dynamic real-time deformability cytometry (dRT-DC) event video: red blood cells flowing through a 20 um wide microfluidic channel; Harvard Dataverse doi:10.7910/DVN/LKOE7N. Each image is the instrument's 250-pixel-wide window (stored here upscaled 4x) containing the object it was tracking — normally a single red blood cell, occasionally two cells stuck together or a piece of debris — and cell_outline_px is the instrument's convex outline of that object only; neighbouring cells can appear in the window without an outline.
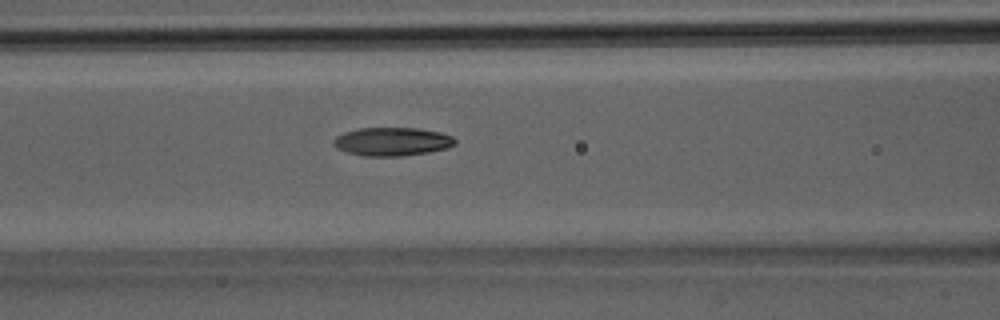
{"species": "Egyptian fruit bat (a non-hibernating species)", "species_latin": "Rousettus aegyptiacus", "temperature_condition": "room temperature", "stored_images_in_passage": 36, "camera_frame_rate_fps": 3000, "um_per_image_px": 0.085, "animal": {"sex": "male"}, "frame": {"image": 1, "passage_image": 14, "time_ms": 4.333, "image_size_px": [1000, 320], "cell_outline_px": [[456, 144], [448, 148], [428, 152], [404, 156], [364, 156], [348, 152], [336, 148], [332, 144], [332, 140], [336, 136], [344, 132], [360, 128], [420, 128], [440, 132], [452, 136], [456, 140]], "centroid_in_image_um": [33.33, 12.03], "position_along_channel_um": 133.3, "area_um2": 20.29}}
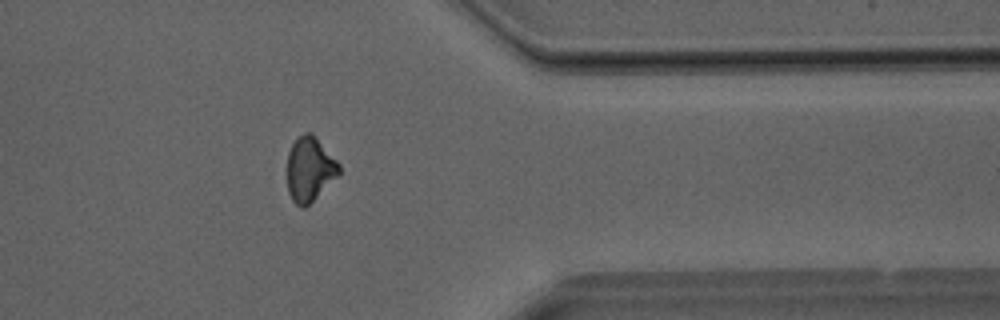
{"frame": {"image": 2, "passage_image": 29, "time_ms": 9.333, "image_size_px": [1000, 320], "cell_outline_px": [[340, 176], [304, 208], [300, 208], [292, 200], [288, 192], [284, 168], [288, 152], [292, 144], [304, 132], [312, 132], [340, 164]], "centroid_in_image_um": [26.29, 14.4], "position_along_channel_um": 385.1, "area_um2": 20.17}}
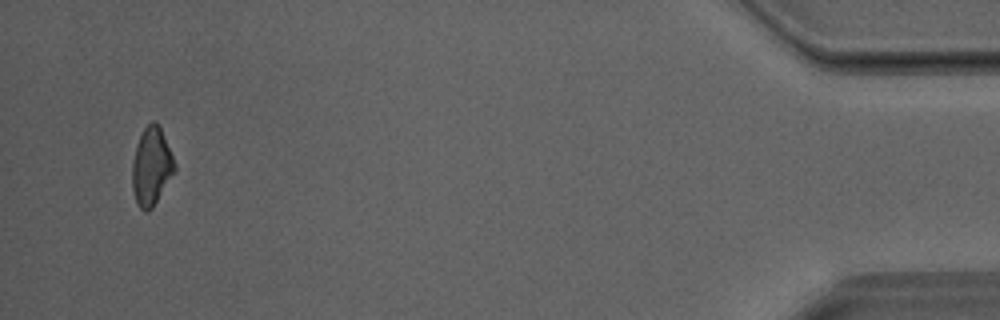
{"frame": {"image": 3, "passage_image": 35, "time_ms": 11.333, "image_size_px": [1000, 320], "cell_outline_px": [[176, 168], [152, 208], [148, 212], [144, 212], [136, 204], [132, 188], [132, 164], [136, 148], [140, 136], [144, 128], [152, 120], [156, 120], [160, 128], [176, 164]], "centroid_in_image_um": [12.85, 14.17], "position_along_channel_um": 422.3, "area_um2": 18.96}}